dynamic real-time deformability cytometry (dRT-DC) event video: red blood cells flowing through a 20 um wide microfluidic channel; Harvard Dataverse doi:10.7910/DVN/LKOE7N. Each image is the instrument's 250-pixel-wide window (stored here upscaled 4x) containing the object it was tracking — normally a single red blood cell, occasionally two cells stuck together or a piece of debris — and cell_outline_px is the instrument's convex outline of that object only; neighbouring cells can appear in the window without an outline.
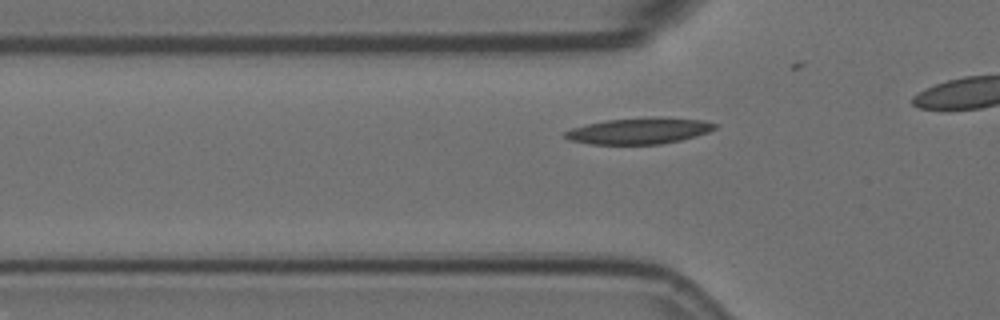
{"species": "Egyptian fruit bat (a non-hibernating species)", "species_latin": "Rousettus aegyptiacus", "temperature_condition": "room temperature", "stored_images_in_passage": 30, "camera_frame_rate_fps": 3000, "um_per_image_px": 0.085, "animal": {"sex": "female"}, "frame": {"image": 1, "passage_image": 7, "time_ms": 2.0, "image_size_px": [1000, 320], "cell_outline_px": [[720, 124], [716, 128], [708, 132], [696, 136], [680, 140], [660, 144], [592, 144], [568, 140], [564, 136], [564, 132], [572, 128], [588, 124], [608, 120], [660, 116], [704, 120]], "centroid_in_image_um": [54.39, 11.11], "position_along_channel_um": 71.4, "area_um2": 22.95}}
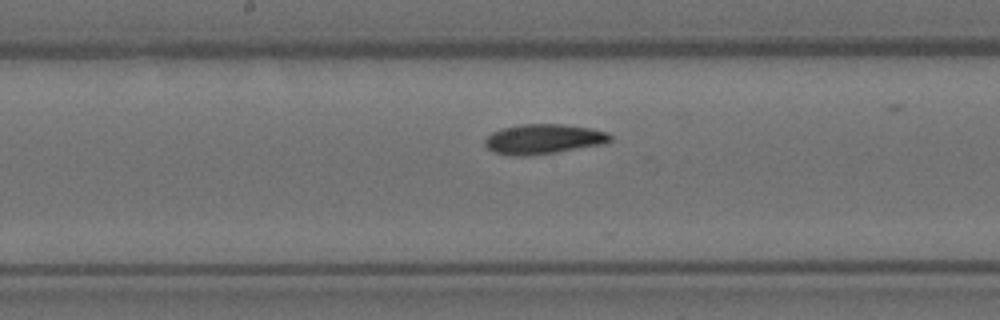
{"frame": {"image": 2, "passage_image": 18, "time_ms": 5.667, "image_size_px": [1000, 320], "cell_outline_px": [[612, 140], [604, 144], [556, 152], [528, 156], [508, 156], [492, 152], [484, 144], [484, 140], [492, 132], [500, 128], [520, 124], [560, 124], [592, 128], [608, 132], [612, 136]], "centroid_in_image_um": [46.17, 11.82], "position_along_channel_um": 202.0, "area_um2": 22.14}}
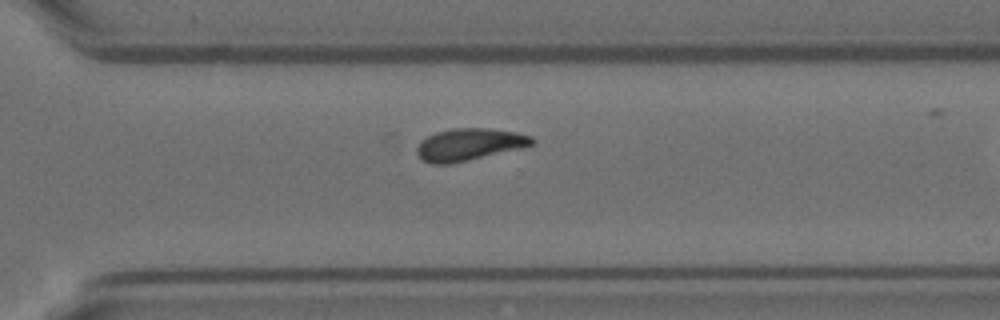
{"frame": {"image": 3, "passage_image": 29, "time_ms": 9.333, "image_size_px": [1000, 320], "cell_outline_px": [[536, 144], [524, 148], [452, 164], [432, 164], [420, 160], [416, 152], [416, 148], [420, 140], [436, 132], [452, 128], [488, 128], [516, 132], [532, 136], [536, 140]], "centroid_in_image_um": [39.9, 12.29], "position_along_channel_um": 330.7, "area_um2": 22.08}}